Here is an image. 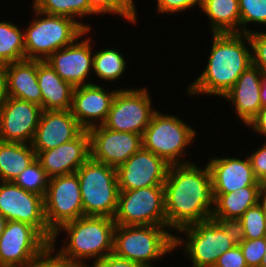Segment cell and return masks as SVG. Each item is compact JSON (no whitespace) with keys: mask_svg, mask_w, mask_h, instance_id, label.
<instances>
[{"mask_svg":"<svg viewBox=\"0 0 266 267\" xmlns=\"http://www.w3.org/2000/svg\"><path fill=\"white\" fill-rule=\"evenodd\" d=\"M163 186L167 225L174 234L182 227L211 219L214 197L207 164L202 168L194 162L170 165Z\"/></svg>","mask_w":266,"mask_h":267,"instance_id":"1","label":"cell"},{"mask_svg":"<svg viewBox=\"0 0 266 267\" xmlns=\"http://www.w3.org/2000/svg\"><path fill=\"white\" fill-rule=\"evenodd\" d=\"M211 37L207 65L186 88L185 93L190 98L194 95L223 97L239 76L252 65V50H250L248 34L212 33Z\"/></svg>","mask_w":266,"mask_h":267,"instance_id":"2","label":"cell"},{"mask_svg":"<svg viewBox=\"0 0 266 267\" xmlns=\"http://www.w3.org/2000/svg\"><path fill=\"white\" fill-rule=\"evenodd\" d=\"M115 226L114 218L81 216L54 231L50 250L61 260L88 267L92 259L95 262L113 254ZM60 232L67 234L62 245L60 244L62 247L57 249V240L62 235ZM87 260H91V263Z\"/></svg>","mask_w":266,"mask_h":267,"instance_id":"3","label":"cell"},{"mask_svg":"<svg viewBox=\"0 0 266 267\" xmlns=\"http://www.w3.org/2000/svg\"><path fill=\"white\" fill-rule=\"evenodd\" d=\"M174 251V233L166 226H115L113 254L119 258L155 267L153 262Z\"/></svg>","mask_w":266,"mask_h":267,"instance_id":"4","label":"cell"},{"mask_svg":"<svg viewBox=\"0 0 266 267\" xmlns=\"http://www.w3.org/2000/svg\"><path fill=\"white\" fill-rule=\"evenodd\" d=\"M34 12L24 28L26 59L45 61L55 51L72 44L86 30L74 19L48 15L31 7Z\"/></svg>","mask_w":266,"mask_h":267,"instance_id":"5","label":"cell"},{"mask_svg":"<svg viewBox=\"0 0 266 267\" xmlns=\"http://www.w3.org/2000/svg\"><path fill=\"white\" fill-rule=\"evenodd\" d=\"M196 135L194 127L180 117L162 114L157 109L142 136L143 148L163 158L169 165L188 164L192 161L184 159L186 150L195 142Z\"/></svg>","mask_w":266,"mask_h":267,"instance_id":"6","label":"cell"},{"mask_svg":"<svg viewBox=\"0 0 266 267\" xmlns=\"http://www.w3.org/2000/svg\"><path fill=\"white\" fill-rule=\"evenodd\" d=\"M76 173L81 188L83 216L114 218L119 194L116 168L90 157Z\"/></svg>","mask_w":266,"mask_h":267,"instance_id":"7","label":"cell"},{"mask_svg":"<svg viewBox=\"0 0 266 267\" xmlns=\"http://www.w3.org/2000/svg\"><path fill=\"white\" fill-rule=\"evenodd\" d=\"M176 233L180 235L174 234V250L182 247L192 267H213L219 256L236 246L213 219L182 227Z\"/></svg>","mask_w":266,"mask_h":267,"instance_id":"8","label":"cell"},{"mask_svg":"<svg viewBox=\"0 0 266 267\" xmlns=\"http://www.w3.org/2000/svg\"><path fill=\"white\" fill-rule=\"evenodd\" d=\"M114 222L123 226L159 225L168 228L164 186L119 191Z\"/></svg>","mask_w":266,"mask_h":267,"instance_id":"9","label":"cell"},{"mask_svg":"<svg viewBox=\"0 0 266 267\" xmlns=\"http://www.w3.org/2000/svg\"><path fill=\"white\" fill-rule=\"evenodd\" d=\"M150 91L144 88H122L117 91L103 126L120 132L142 135L153 113Z\"/></svg>","mask_w":266,"mask_h":267,"instance_id":"10","label":"cell"},{"mask_svg":"<svg viewBox=\"0 0 266 267\" xmlns=\"http://www.w3.org/2000/svg\"><path fill=\"white\" fill-rule=\"evenodd\" d=\"M50 243L31 225L7 221L0 237V266H32Z\"/></svg>","mask_w":266,"mask_h":267,"instance_id":"11","label":"cell"},{"mask_svg":"<svg viewBox=\"0 0 266 267\" xmlns=\"http://www.w3.org/2000/svg\"><path fill=\"white\" fill-rule=\"evenodd\" d=\"M44 214L48 228L53 233L63 224L83 216L77 173L49 178L44 197Z\"/></svg>","mask_w":266,"mask_h":267,"instance_id":"12","label":"cell"},{"mask_svg":"<svg viewBox=\"0 0 266 267\" xmlns=\"http://www.w3.org/2000/svg\"><path fill=\"white\" fill-rule=\"evenodd\" d=\"M0 213L7 221L33 226L49 243L53 232L44 214V198L28 192L14 182L0 181Z\"/></svg>","mask_w":266,"mask_h":267,"instance_id":"13","label":"cell"},{"mask_svg":"<svg viewBox=\"0 0 266 267\" xmlns=\"http://www.w3.org/2000/svg\"><path fill=\"white\" fill-rule=\"evenodd\" d=\"M91 31L86 30L72 44L55 51L45 60L64 81L69 82L73 87L94 84L90 76L93 74L94 56Z\"/></svg>","mask_w":266,"mask_h":267,"instance_id":"14","label":"cell"},{"mask_svg":"<svg viewBox=\"0 0 266 267\" xmlns=\"http://www.w3.org/2000/svg\"><path fill=\"white\" fill-rule=\"evenodd\" d=\"M170 165L143 147L116 168L119 191L163 186Z\"/></svg>","mask_w":266,"mask_h":267,"instance_id":"15","label":"cell"},{"mask_svg":"<svg viewBox=\"0 0 266 267\" xmlns=\"http://www.w3.org/2000/svg\"><path fill=\"white\" fill-rule=\"evenodd\" d=\"M90 157L117 168L143 147L142 135L114 131L103 125L88 130Z\"/></svg>","mask_w":266,"mask_h":267,"instance_id":"16","label":"cell"},{"mask_svg":"<svg viewBox=\"0 0 266 267\" xmlns=\"http://www.w3.org/2000/svg\"><path fill=\"white\" fill-rule=\"evenodd\" d=\"M41 113V106L7 96L0 108V141L31 144Z\"/></svg>","mask_w":266,"mask_h":267,"instance_id":"17","label":"cell"},{"mask_svg":"<svg viewBox=\"0 0 266 267\" xmlns=\"http://www.w3.org/2000/svg\"><path fill=\"white\" fill-rule=\"evenodd\" d=\"M101 84L77 86L73 89L70 110L84 130L104 124L114 97L119 90L116 87L110 91Z\"/></svg>","mask_w":266,"mask_h":267,"instance_id":"18","label":"cell"},{"mask_svg":"<svg viewBox=\"0 0 266 267\" xmlns=\"http://www.w3.org/2000/svg\"><path fill=\"white\" fill-rule=\"evenodd\" d=\"M83 131L71 110H42L31 146L35 152L47 151L74 140Z\"/></svg>","mask_w":266,"mask_h":267,"instance_id":"19","label":"cell"},{"mask_svg":"<svg viewBox=\"0 0 266 267\" xmlns=\"http://www.w3.org/2000/svg\"><path fill=\"white\" fill-rule=\"evenodd\" d=\"M213 194H226L249 186H264L254 175L249 157H211L207 161Z\"/></svg>","mask_w":266,"mask_h":267,"instance_id":"20","label":"cell"},{"mask_svg":"<svg viewBox=\"0 0 266 267\" xmlns=\"http://www.w3.org/2000/svg\"><path fill=\"white\" fill-rule=\"evenodd\" d=\"M49 178L76 173L90 158V135L84 130L74 140L47 151L35 152Z\"/></svg>","mask_w":266,"mask_h":267,"instance_id":"21","label":"cell"},{"mask_svg":"<svg viewBox=\"0 0 266 267\" xmlns=\"http://www.w3.org/2000/svg\"><path fill=\"white\" fill-rule=\"evenodd\" d=\"M262 71L253 65L245 70L232 88L222 97L234 106L242 125L248 123L262 108L261 90Z\"/></svg>","mask_w":266,"mask_h":267,"instance_id":"22","label":"cell"},{"mask_svg":"<svg viewBox=\"0 0 266 267\" xmlns=\"http://www.w3.org/2000/svg\"><path fill=\"white\" fill-rule=\"evenodd\" d=\"M6 95L41 106L42 93L37 80V60L24 59L4 65Z\"/></svg>","mask_w":266,"mask_h":267,"instance_id":"23","label":"cell"},{"mask_svg":"<svg viewBox=\"0 0 266 267\" xmlns=\"http://www.w3.org/2000/svg\"><path fill=\"white\" fill-rule=\"evenodd\" d=\"M37 80L42 93V110H70L74 87L64 81L46 61L37 60Z\"/></svg>","mask_w":266,"mask_h":267,"instance_id":"24","label":"cell"},{"mask_svg":"<svg viewBox=\"0 0 266 267\" xmlns=\"http://www.w3.org/2000/svg\"><path fill=\"white\" fill-rule=\"evenodd\" d=\"M263 187L249 186L232 193L213 194L214 207L211 218L240 219L249 208L259 203Z\"/></svg>","mask_w":266,"mask_h":267,"instance_id":"25","label":"cell"},{"mask_svg":"<svg viewBox=\"0 0 266 267\" xmlns=\"http://www.w3.org/2000/svg\"><path fill=\"white\" fill-rule=\"evenodd\" d=\"M200 10L210 19L211 33H240L238 0H201Z\"/></svg>","mask_w":266,"mask_h":267,"instance_id":"26","label":"cell"},{"mask_svg":"<svg viewBox=\"0 0 266 267\" xmlns=\"http://www.w3.org/2000/svg\"><path fill=\"white\" fill-rule=\"evenodd\" d=\"M35 159L31 144L0 141V181L14 182Z\"/></svg>","mask_w":266,"mask_h":267,"instance_id":"27","label":"cell"},{"mask_svg":"<svg viewBox=\"0 0 266 267\" xmlns=\"http://www.w3.org/2000/svg\"><path fill=\"white\" fill-rule=\"evenodd\" d=\"M31 6L48 15L66 16L76 20L85 30H92L91 23L80 20L88 16H97L88 0H33ZM79 18V19H77Z\"/></svg>","mask_w":266,"mask_h":267,"instance_id":"28","label":"cell"},{"mask_svg":"<svg viewBox=\"0 0 266 267\" xmlns=\"http://www.w3.org/2000/svg\"><path fill=\"white\" fill-rule=\"evenodd\" d=\"M94 50L93 73L101 81L111 82L119 80L125 74L127 61L117 48H103ZM96 51V52H95Z\"/></svg>","mask_w":266,"mask_h":267,"instance_id":"29","label":"cell"},{"mask_svg":"<svg viewBox=\"0 0 266 267\" xmlns=\"http://www.w3.org/2000/svg\"><path fill=\"white\" fill-rule=\"evenodd\" d=\"M26 59L24 30L10 21L0 20V64Z\"/></svg>","mask_w":266,"mask_h":267,"instance_id":"30","label":"cell"},{"mask_svg":"<svg viewBox=\"0 0 266 267\" xmlns=\"http://www.w3.org/2000/svg\"><path fill=\"white\" fill-rule=\"evenodd\" d=\"M14 183L26 191L44 198L49 184V177L39 161L35 159L18 175Z\"/></svg>","mask_w":266,"mask_h":267,"instance_id":"31","label":"cell"},{"mask_svg":"<svg viewBox=\"0 0 266 267\" xmlns=\"http://www.w3.org/2000/svg\"><path fill=\"white\" fill-rule=\"evenodd\" d=\"M93 11L98 15H117L127 22L137 23L138 13L134 0H88Z\"/></svg>","mask_w":266,"mask_h":267,"instance_id":"32","label":"cell"},{"mask_svg":"<svg viewBox=\"0 0 266 267\" xmlns=\"http://www.w3.org/2000/svg\"><path fill=\"white\" fill-rule=\"evenodd\" d=\"M240 11V33L249 34V24L266 25V0H238Z\"/></svg>","mask_w":266,"mask_h":267,"instance_id":"33","label":"cell"},{"mask_svg":"<svg viewBox=\"0 0 266 267\" xmlns=\"http://www.w3.org/2000/svg\"><path fill=\"white\" fill-rule=\"evenodd\" d=\"M240 219L245 230L246 239L266 237V220L259 203L249 208Z\"/></svg>","mask_w":266,"mask_h":267,"instance_id":"34","label":"cell"},{"mask_svg":"<svg viewBox=\"0 0 266 267\" xmlns=\"http://www.w3.org/2000/svg\"><path fill=\"white\" fill-rule=\"evenodd\" d=\"M248 267H260L266 252V237L245 239L240 245Z\"/></svg>","mask_w":266,"mask_h":267,"instance_id":"35","label":"cell"},{"mask_svg":"<svg viewBox=\"0 0 266 267\" xmlns=\"http://www.w3.org/2000/svg\"><path fill=\"white\" fill-rule=\"evenodd\" d=\"M248 35L252 50V65L266 74V31L253 30Z\"/></svg>","mask_w":266,"mask_h":267,"instance_id":"36","label":"cell"},{"mask_svg":"<svg viewBox=\"0 0 266 267\" xmlns=\"http://www.w3.org/2000/svg\"><path fill=\"white\" fill-rule=\"evenodd\" d=\"M157 13L161 15L177 14L190 10L197 5L201 8V0H156Z\"/></svg>","mask_w":266,"mask_h":267,"instance_id":"37","label":"cell"},{"mask_svg":"<svg viewBox=\"0 0 266 267\" xmlns=\"http://www.w3.org/2000/svg\"><path fill=\"white\" fill-rule=\"evenodd\" d=\"M213 219L231 239L235 245H240L245 239V230L241 219L235 218H211Z\"/></svg>","mask_w":266,"mask_h":267,"instance_id":"38","label":"cell"},{"mask_svg":"<svg viewBox=\"0 0 266 267\" xmlns=\"http://www.w3.org/2000/svg\"><path fill=\"white\" fill-rule=\"evenodd\" d=\"M255 177L266 183V142L252 153L248 154Z\"/></svg>","mask_w":266,"mask_h":267,"instance_id":"39","label":"cell"},{"mask_svg":"<svg viewBox=\"0 0 266 267\" xmlns=\"http://www.w3.org/2000/svg\"><path fill=\"white\" fill-rule=\"evenodd\" d=\"M213 267H248L239 245L218 257Z\"/></svg>","mask_w":266,"mask_h":267,"instance_id":"40","label":"cell"},{"mask_svg":"<svg viewBox=\"0 0 266 267\" xmlns=\"http://www.w3.org/2000/svg\"><path fill=\"white\" fill-rule=\"evenodd\" d=\"M88 267H145L143 264L110 254L98 261L92 262Z\"/></svg>","mask_w":266,"mask_h":267,"instance_id":"41","label":"cell"},{"mask_svg":"<svg viewBox=\"0 0 266 267\" xmlns=\"http://www.w3.org/2000/svg\"><path fill=\"white\" fill-rule=\"evenodd\" d=\"M49 249L32 267H82L81 265L61 260Z\"/></svg>","mask_w":266,"mask_h":267,"instance_id":"42","label":"cell"},{"mask_svg":"<svg viewBox=\"0 0 266 267\" xmlns=\"http://www.w3.org/2000/svg\"><path fill=\"white\" fill-rule=\"evenodd\" d=\"M266 140V108H261L254 118L246 126Z\"/></svg>","mask_w":266,"mask_h":267,"instance_id":"43","label":"cell"},{"mask_svg":"<svg viewBox=\"0 0 266 267\" xmlns=\"http://www.w3.org/2000/svg\"><path fill=\"white\" fill-rule=\"evenodd\" d=\"M6 97L7 95H6L4 65L0 64V108L4 104Z\"/></svg>","mask_w":266,"mask_h":267,"instance_id":"44","label":"cell"},{"mask_svg":"<svg viewBox=\"0 0 266 267\" xmlns=\"http://www.w3.org/2000/svg\"><path fill=\"white\" fill-rule=\"evenodd\" d=\"M260 98H261L262 108H266V74L265 73H262V77H261Z\"/></svg>","mask_w":266,"mask_h":267,"instance_id":"45","label":"cell"},{"mask_svg":"<svg viewBox=\"0 0 266 267\" xmlns=\"http://www.w3.org/2000/svg\"><path fill=\"white\" fill-rule=\"evenodd\" d=\"M259 204L262 207L264 217L266 220V188L265 187H263L261 190L260 197H259Z\"/></svg>","mask_w":266,"mask_h":267,"instance_id":"46","label":"cell"},{"mask_svg":"<svg viewBox=\"0 0 266 267\" xmlns=\"http://www.w3.org/2000/svg\"><path fill=\"white\" fill-rule=\"evenodd\" d=\"M7 224V220L5 217L0 213V237L4 232L5 226Z\"/></svg>","mask_w":266,"mask_h":267,"instance_id":"47","label":"cell"},{"mask_svg":"<svg viewBox=\"0 0 266 267\" xmlns=\"http://www.w3.org/2000/svg\"><path fill=\"white\" fill-rule=\"evenodd\" d=\"M260 267H266V252H265V255L263 256V260H262Z\"/></svg>","mask_w":266,"mask_h":267,"instance_id":"48","label":"cell"},{"mask_svg":"<svg viewBox=\"0 0 266 267\" xmlns=\"http://www.w3.org/2000/svg\"><path fill=\"white\" fill-rule=\"evenodd\" d=\"M0 267H28V266H0ZM32 267V266H29Z\"/></svg>","mask_w":266,"mask_h":267,"instance_id":"49","label":"cell"}]
</instances>
